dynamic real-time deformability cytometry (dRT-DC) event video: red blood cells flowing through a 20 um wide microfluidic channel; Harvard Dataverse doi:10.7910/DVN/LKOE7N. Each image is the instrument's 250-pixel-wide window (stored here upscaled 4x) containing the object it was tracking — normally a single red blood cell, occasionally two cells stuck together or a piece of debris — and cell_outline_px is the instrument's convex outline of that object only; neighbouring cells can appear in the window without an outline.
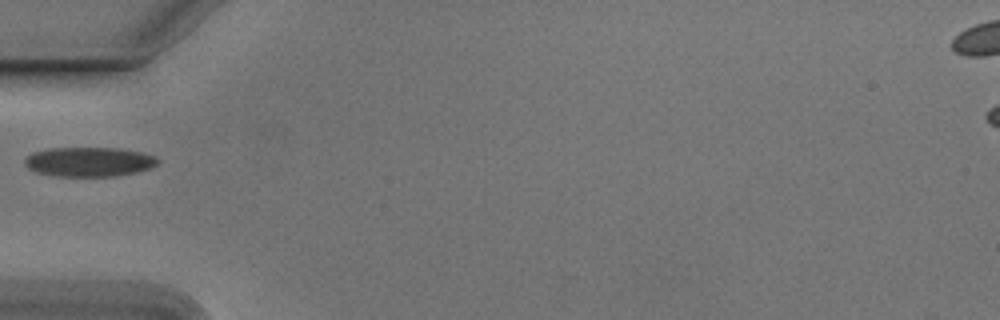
{"species": "Egyptian fruit bat (a non-hibernating species)", "species_latin": "Rousettus aegyptiacus", "temperature_condition": "cold", "stored_images_in_passage": 6, "camera_frame_rate_fps": 3000, "um_per_image_px": 0.085, "animal": {"sex": "male"}, "frame": {"image": 1, "passage_image": 1, "time_ms": 0.0, "image_size_px": [1000, 320], "cell_outline_px": [[160, 160], [152, 168], [136, 172], [116, 176], [56, 176], [36, 172], [28, 168], [24, 164], [24, 160], [32, 152], [48, 148], [116, 148], [140, 152], [156, 156]], "centroid_in_image_um": [7.57, 13.75], "position_along_channel_um": 77.4, "area_um2": 22.89}}